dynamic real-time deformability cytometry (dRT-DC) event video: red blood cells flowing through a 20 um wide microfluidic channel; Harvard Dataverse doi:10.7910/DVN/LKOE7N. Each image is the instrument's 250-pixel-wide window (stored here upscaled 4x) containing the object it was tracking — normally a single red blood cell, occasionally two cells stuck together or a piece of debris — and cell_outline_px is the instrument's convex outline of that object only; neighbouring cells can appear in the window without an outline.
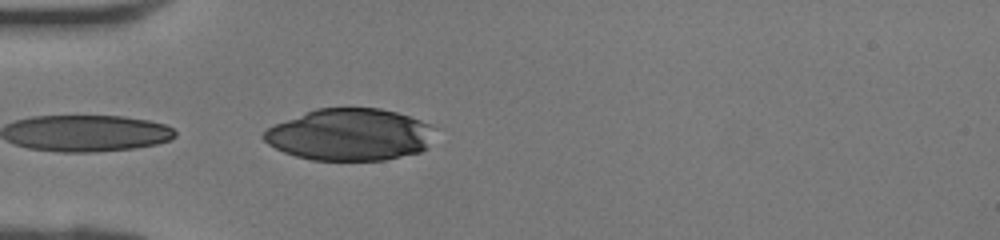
{"species": "human", "species_latin": "Homo sapiens", "temperature_condition": "room temperature", "stored_images_in_passage": 31, "camera_frame_rate_fps": 3000, "um_per_image_px": 0.085, "donor": {"sex": "female"}, "frame": {"image": 1, "passage_image": 13, "time_ms": 4.0, "image_size_px": [1000, 240], "cell_outline_px": [[440, 128], [428, 148], [420, 152], [384, 160], [312, 160], [296, 156], [284, 152], [268, 144], [260, 136], [268, 128], [276, 124], [316, 108], [380, 108], [396, 112], [420, 120]], "centroid_in_image_um": [29.82, 11.45], "position_along_channel_um": 55.2, "area_um2": 52.14}}
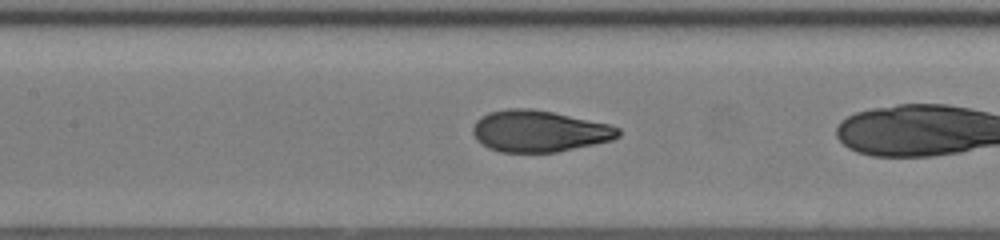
{"frame": {"image": 2, "passage_image": 18, "time_ms": 5.667, "image_size_px": [1000, 240], "cell_outline_px": [[620, 136], [612, 140], [556, 152], [500, 152], [488, 148], [476, 140], [472, 132], [472, 128], [476, 120], [480, 116], [488, 112], [508, 108], [532, 108], [552, 112], [608, 124], [620, 128]], "centroid_in_image_um": [45.78, 11.14], "position_along_channel_um": 161.6, "area_um2": 35.2}}
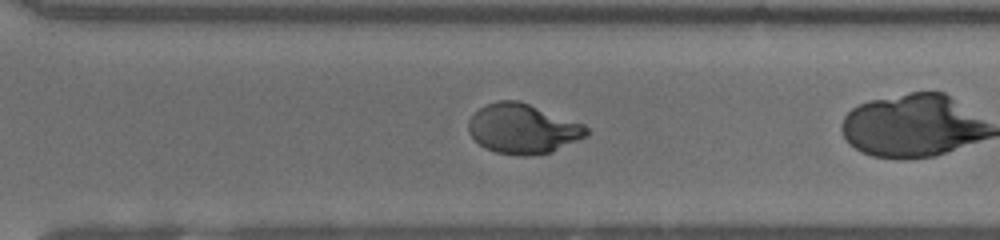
{"frame": {"image": 3, "passage_image": 28, "time_ms": 9.0, "image_size_px": [1000, 240], "cell_outline_px": [[588, 136], [552, 152], [532, 156], [520, 156], [496, 152], [484, 148], [468, 132], [468, 120], [484, 104], [500, 100], [516, 100], [528, 104], [584, 124], [588, 128]], "centroid_in_image_um": [44.44, 10.96], "position_along_channel_um": 326.2, "area_um2": 34.22}}